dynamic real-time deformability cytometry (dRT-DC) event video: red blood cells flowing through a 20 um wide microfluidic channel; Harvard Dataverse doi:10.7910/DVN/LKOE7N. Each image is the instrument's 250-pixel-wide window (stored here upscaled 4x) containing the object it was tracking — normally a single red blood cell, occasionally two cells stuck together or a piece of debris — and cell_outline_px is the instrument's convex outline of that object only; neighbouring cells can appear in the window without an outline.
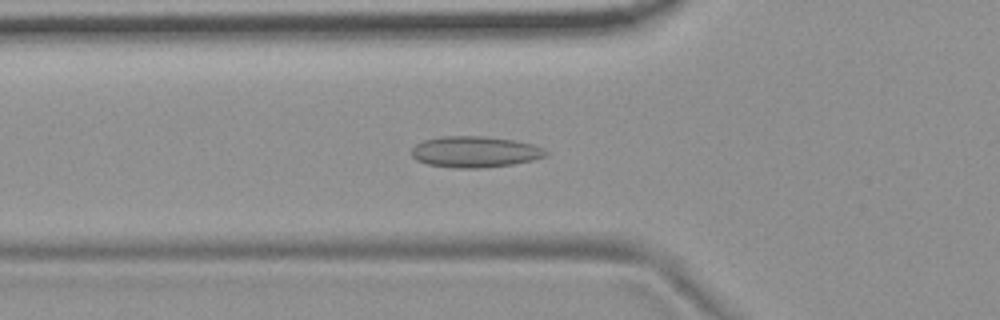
{"species": "common noctule bat (a hibernating species)", "species_latin": "Nyctalus noctula", "temperature_condition": "room temperature", "stored_images_in_passage": 53, "camera_frame_rate_fps": 3000, "um_per_image_px": 0.085, "animal": {"sex": "female", "body_mass_g": 19.9}, "frame": {"image": 1, "passage_image": 18, "time_ms": 5.667, "image_size_px": [1000, 320], "cell_outline_px": [[548, 156], [532, 160], [512, 164], [480, 168], [456, 168], [428, 164], [416, 160], [412, 156], [412, 148], [416, 144], [424, 140], [440, 136], [484, 136], [516, 140], [532, 144], [544, 148], [548, 152]], "centroid_in_image_um": [40.39, 12.9], "position_along_channel_um": 85.4, "area_um2": 24.45}}
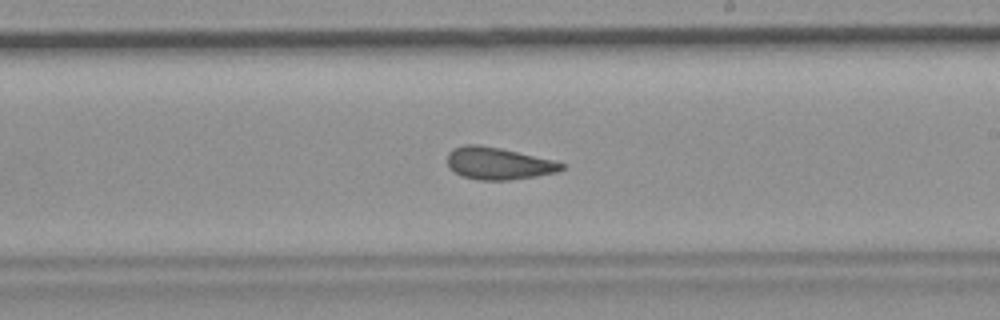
{"frame": {"image": 2, "passage_image": 31, "time_ms": 10.0, "image_size_px": [1000, 320], "cell_outline_px": [[568, 164], [560, 172], [536, 176], [508, 180], [480, 180], [460, 176], [448, 168], [448, 152], [452, 148], [464, 144], [480, 144], [500, 148], [552, 160]], "centroid_in_image_um": [42.35, 13.89], "position_along_channel_um": 246.7, "area_um2": 21.62}}
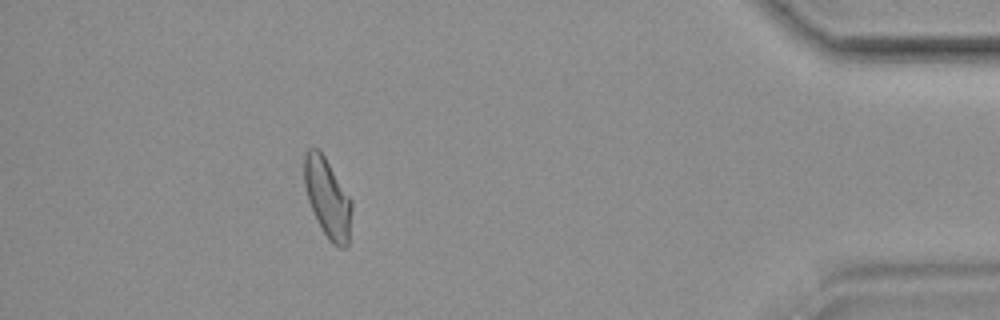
{"frame": {"image": 3, "passage_image": 48, "time_ms": 15.667, "image_size_px": [1000, 320], "cell_outline_px": [[352, 208], [348, 244], [344, 248], [340, 248], [332, 244], [328, 240], [308, 200], [304, 184], [304, 156], [308, 148], [316, 148], [324, 156], [352, 200]], "centroid_in_image_um": [27.85, 16.84], "position_along_channel_um": 407.4, "area_um2": 21.62}, "authors_computed_cell_mechanics": {"area_um2": 22.3686, "velocity_mm_per_s": 3.7232, "shape_relaxation_time_tau1_ms": null, "shape_relaxation_time_tau2_ms": 2.4962, "deformation_change_tau1": null, "deformation_change_tau2": 0.1064}}